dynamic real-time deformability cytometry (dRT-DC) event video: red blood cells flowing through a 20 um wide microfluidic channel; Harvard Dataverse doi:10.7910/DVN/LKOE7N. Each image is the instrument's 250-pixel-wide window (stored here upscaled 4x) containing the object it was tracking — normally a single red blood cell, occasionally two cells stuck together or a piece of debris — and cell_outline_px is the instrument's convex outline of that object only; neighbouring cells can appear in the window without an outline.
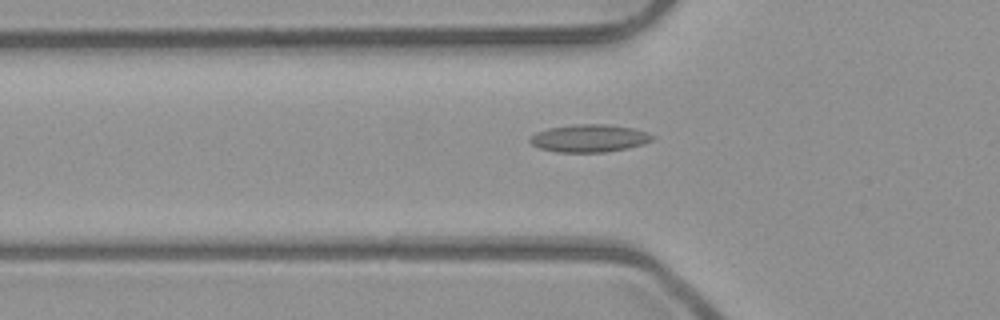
{"species": "common noctule bat (a hibernating species)", "species_latin": "Nyctalus noctula", "temperature_condition": "room temperature", "stored_images_in_passage": 52, "camera_frame_rate_fps": 3000, "um_per_image_px": 0.085, "animal": {"sex": "male", "body_mass_g": 23.1, "forearm_length_mm": 52.7}, "frame": {"image": 1, "passage_image": 18, "time_ms": 5.667, "image_size_px": [1000, 320], "cell_outline_px": [[656, 136], [652, 140], [644, 144], [628, 148], [604, 152], [556, 152], [540, 148], [532, 144], [528, 140], [536, 132], [548, 128], [572, 124], [608, 124], [632, 128], [648, 132]], "centroid_in_image_um": [50.11, 11.74], "position_along_channel_um": 75.7, "area_um2": 19.83}}
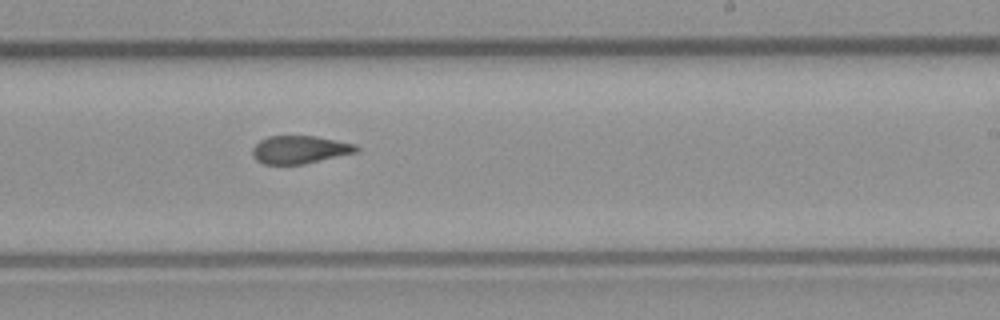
{"frame": {"image": 2, "passage_image": 32, "time_ms": 10.333, "image_size_px": [1000, 320], "cell_outline_px": [[360, 148], [356, 152], [304, 164], [264, 164], [256, 160], [252, 156], [252, 148], [260, 140], [268, 136], [316, 136], [356, 144]], "centroid_in_image_um": [25.46, 12.71], "position_along_channel_um": 263.5, "area_um2": 16.88}}
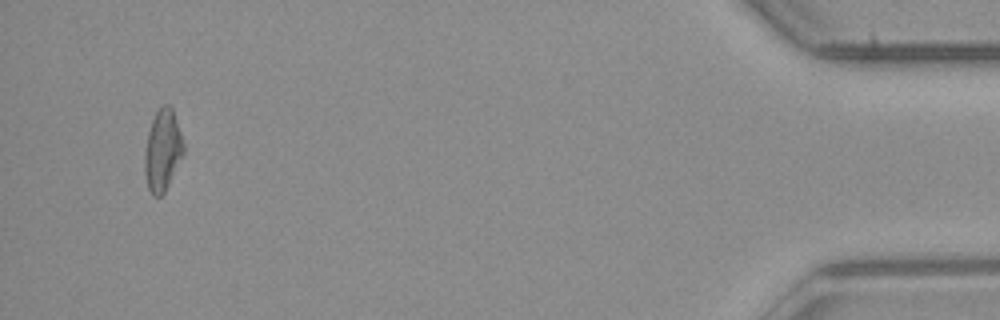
{"frame": {"image": 3, "passage_image": 50, "time_ms": 16.333, "image_size_px": [1000, 320], "cell_outline_px": [[184, 152], [164, 192], [160, 196], [152, 196], [148, 188], [144, 172], [144, 152], [148, 132], [152, 120], [156, 112], [164, 104], [168, 104], [172, 108], [184, 144]], "centroid_in_image_um": [13.8, 12.78], "position_along_channel_um": 421.4, "area_um2": 18.21}, "authors_computed_cell_mechanics": {"area_um2": 18.0047, "velocity_mm_per_s": 3.9996, "shape_relaxation_time_tau1_ms": null, "shape_relaxation_time_tau2_ms": 3.9243, "deformation_change_tau1": null, "deformation_change_tau2": 0.1281}}